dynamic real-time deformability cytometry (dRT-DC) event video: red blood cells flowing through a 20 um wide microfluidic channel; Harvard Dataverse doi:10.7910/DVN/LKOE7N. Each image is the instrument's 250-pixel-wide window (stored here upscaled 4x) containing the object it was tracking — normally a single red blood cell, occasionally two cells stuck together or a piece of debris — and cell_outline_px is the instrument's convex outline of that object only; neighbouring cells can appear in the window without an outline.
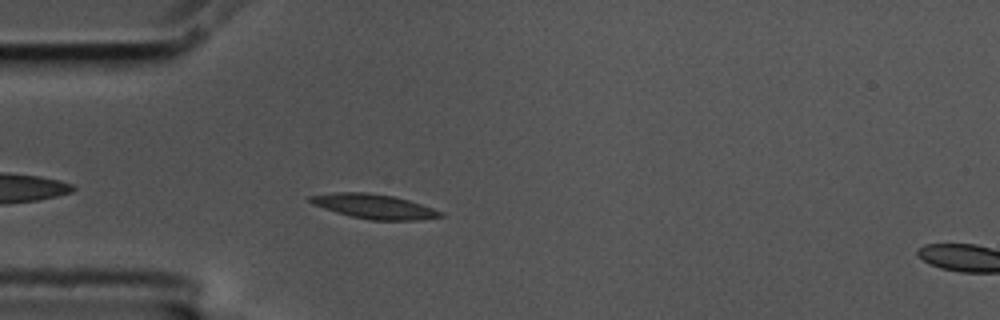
{"species": "common noctule bat (a hibernating species)", "species_latin": "Nyctalus noctula", "temperature_condition": "cold", "stored_images_in_passage": 45, "camera_frame_rate_fps": 3000, "um_per_image_px": 0.085, "animal": {"sex": "male", "body_mass_g": 17.5, "forearm_length_mm": 52.3}, "frame": {"image": 1, "passage_image": 4, "time_ms": 1.0, "image_size_px": [1000, 320], "cell_outline_px": [[444, 216], [420, 220], [368, 220], [336, 212], [312, 204], [308, 200], [308, 196], [336, 192], [364, 192], [392, 196], [408, 200], [444, 212]], "centroid_in_image_um": [31.79, 17.55], "position_along_channel_um": 53.2, "area_um2": 18.5}}
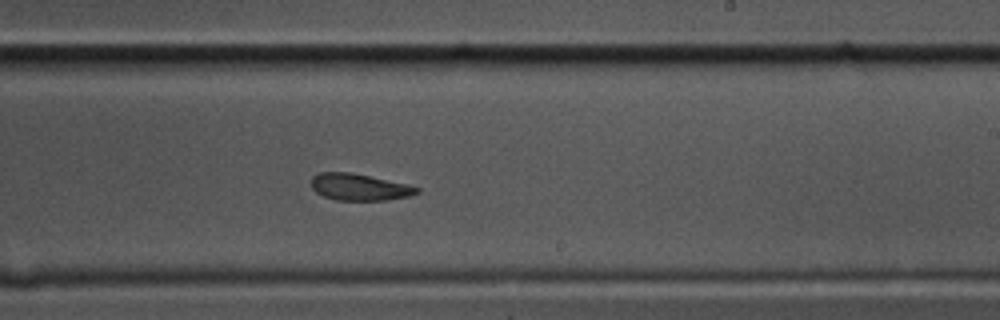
{"frame": {"image": 2, "passage_image": 22, "time_ms": 7.0, "image_size_px": [1000, 320], "cell_outline_px": [[420, 192], [408, 196], [388, 200], [336, 200], [324, 196], [316, 192], [312, 188], [312, 176], [320, 172], [352, 172], [404, 184], [420, 188]], "centroid_in_image_um": [30.52, 15.9], "position_along_channel_um": 258.5, "area_um2": 16.24}}
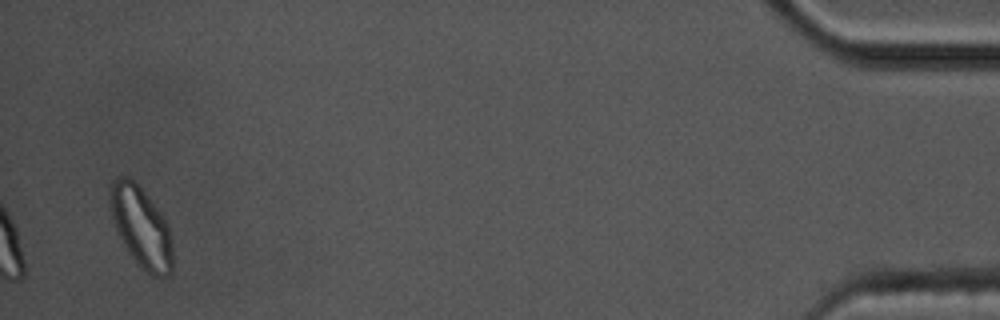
{"frame": {"image": 3, "passage_image": 43, "time_ms": 14.0, "image_size_px": [1000, 320], "cell_outline_px": [[172, 272], [168, 276], [152, 276], [140, 268], [128, 252], [112, 220], [108, 196], [108, 192], [112, 180], [120, 176], [128, 176], [136, 180], [164, 216], [168, 224], [172, 244]], "centroid_in_image_um": [11.99, 19.26], "position_along_channel_um": 423.2, "area_um2": 29.94}, "authors_computed_cell_mechanics": {"area_um2": 17.918, "velocity_mm_per_s": 3.5484, "shape_relaxation_time_tau1_ms": 6.9876, "shape_relaxation_time_tau2_ms": 5.7299, "deformation_change_tau1": 0.164, "deformation_change_tau2": 0.109}}